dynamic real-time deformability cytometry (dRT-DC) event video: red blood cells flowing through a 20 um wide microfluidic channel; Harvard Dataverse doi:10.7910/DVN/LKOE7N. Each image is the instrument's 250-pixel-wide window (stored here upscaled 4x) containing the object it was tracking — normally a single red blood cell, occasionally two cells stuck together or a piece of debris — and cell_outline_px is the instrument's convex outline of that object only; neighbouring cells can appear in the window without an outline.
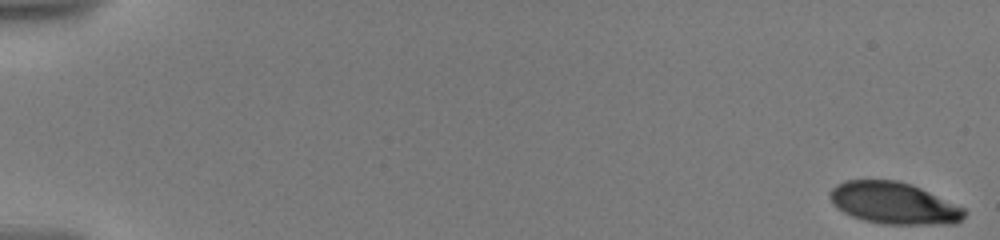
{"species": "human", "species_latin": "Homo sapiens", "temperature_condition": "warm", "stored_images_in_passage": 32, "camera_frame_rate_fps": 3000, "um_per_image_px": 0.085, "donor": {"sex": "male"}, "frame": {"image": 1, "passage_image": 1, "time_ms": 0.0, "image_size_px": [1000, 240], "cell_outline_px": [[968, 212], [956, 224], [884, 224], [864, 220], [852, 216], [836, 208], [832, 204], [828, 196], [828, 192], [836, 184], [844, 180], [896, 180], [912, 184], [964, 208]], "centroid_in_image_um": [75.94, 17.26], "position_along_channel_um": 9.1, "area_um2": 32.89}}
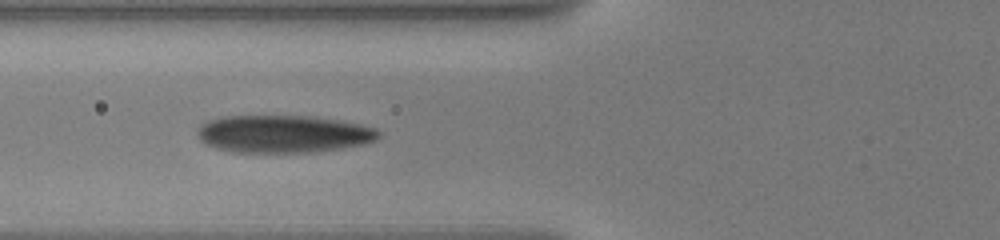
{"frame": {"image": 2, "passage_image": 28, "time_ms": 7.667, "image_size_px": [1000, 240], "cell_outline_px": [[380, 136], [376, 140], [344, 148], [312, 152], [236, 152], [216, 148], [200, 140], [196, 132], [196, 128], [200, 124], [208, 120], [224, 116], [312, 116], [340, 120], [360, 124], [376, 128], [380, 132]], "centroid_in_image_um": [24.08, 11.37], "position_along_channel_um": 101.7, "area_um2": 39.77}}
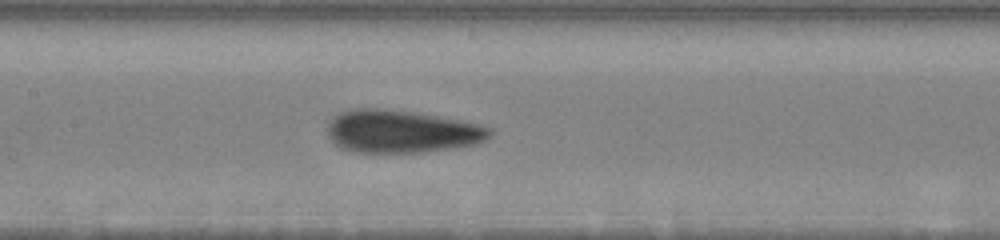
{"frame": {"image": 3, "passage_image": 32, "time_ms": 9.667, "image_size_px": [1000, 240], "cell_outline_px": [[492, 132], [484, 140], [472, 144], [448, 148], [416, 152], [352, 152], [336, 144], [328, 136], [328, 124], [340, 112], [352, 108], [384, 108], [416, 112], [460, 120], [480, 124], [492, 128]], "centroid_in_image_um": [34.1, 11.15], "position_along_channel_um": 173.3, "area_um2": 40.06}}